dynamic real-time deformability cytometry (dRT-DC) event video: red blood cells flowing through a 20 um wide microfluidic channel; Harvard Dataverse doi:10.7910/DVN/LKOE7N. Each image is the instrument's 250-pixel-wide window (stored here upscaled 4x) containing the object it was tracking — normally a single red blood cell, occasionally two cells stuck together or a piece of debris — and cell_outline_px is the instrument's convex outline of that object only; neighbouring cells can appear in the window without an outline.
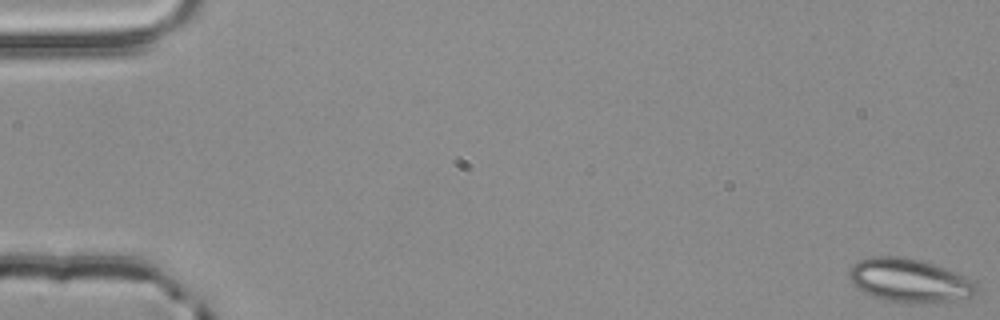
{"species": "common noctule bat (a hibernating species)", "species_latin": "Nyctalus noctula", "temperature_condition": "room temperature", "stored_images_in_passage": 56, "segment_of_instrument_passage": [1, 2], "camera_frame_rate_fps": 3000, "um_per_image_px": 0.085, "animal": {"sex": "male", "body_mass_g": 20.4}, "frame": {"image": 1, "passage_image": 1, "time_ms": 0.0, "image_size_px": [1000, 320], "cell_outline_px": [[980, 292], [976, 296], [948, 300], [884, 300], [872, 296], [864, 292], [848, 276], [848, 272], [860, 260], [872, 256], [896, 256], [920, 260], [944, 268], [964, 276], [972, 280], [976, 284]], "centroid_in_image_um": [77.33, 23.8], "position_along_channel_um": 7.7, "area_um2": 30.98}}